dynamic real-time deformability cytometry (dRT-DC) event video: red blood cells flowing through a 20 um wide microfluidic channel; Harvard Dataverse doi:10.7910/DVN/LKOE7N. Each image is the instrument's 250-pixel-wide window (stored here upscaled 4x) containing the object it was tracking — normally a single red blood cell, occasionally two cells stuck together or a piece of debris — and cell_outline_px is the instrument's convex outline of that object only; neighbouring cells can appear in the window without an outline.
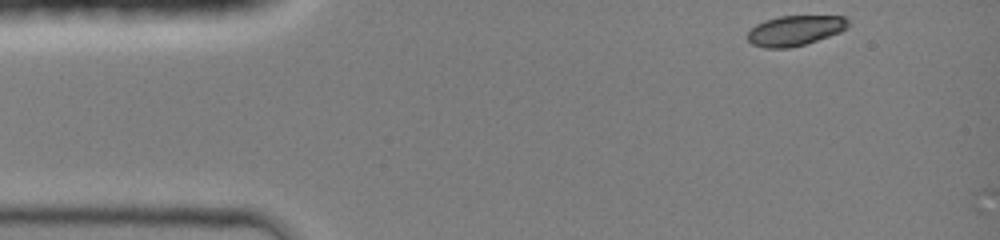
{"species": "common noctule bat (a hibernating species)", "species_latin": "Nyctalus noctula", "temperature_condition": "room temperature", "stored_images_in_passage": 2, "camera_frame_rate_fps": 3000, "um_per_image_px": 0.085, "animal": {"sex": "female", "body_mass_g": 19.0, "forearm_length_mm": 51.5}, "frame": {"image": 1, "passage_image": 1, "time_ms": 0.0, "image_size_px": [1000, 240], "cell_outline_px": [[848, 28], [840, 32], [804, 44], [788, 48], [764, 48], [752, 44], [748, 40], [748, 32], [756, 24], [764, 20], [780, 16], [844, 16], [848, 20]], "centroid_in_image_um": [67.56, 2.59], "position_along_channel_um": 17.4, "area_um2": 17.57}}